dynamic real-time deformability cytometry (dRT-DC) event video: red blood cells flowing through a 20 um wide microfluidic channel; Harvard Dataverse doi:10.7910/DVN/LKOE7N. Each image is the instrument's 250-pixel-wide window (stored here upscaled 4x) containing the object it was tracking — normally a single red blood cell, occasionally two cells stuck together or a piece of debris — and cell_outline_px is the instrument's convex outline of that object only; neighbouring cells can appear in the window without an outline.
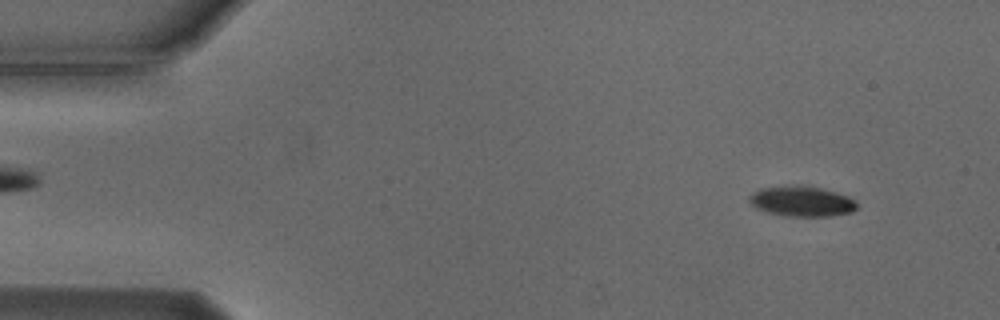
{"species": "Egyptian fruit bat (a non-hibernating species)", "species_latin": "Rousettus aegyptiacus", "temperature_condition": "cold", "stored_images_in_passage": 54, "camera_frame_rate_fps": 3000, "um_per_image_px": 0.085, "animal": {"sex": "male"}, "frame": {"image": 1, "passage_image": 5, "time_ms": 1.333, "image_size_px": [1000, 320], "cell_outline_px": [[856, 208], [852, 212], [832, 216], [788, 216], [768, 212], [756, 208], [748, 200], [748, 196], [752, 192], [760, 188], [820, 188], [836, 192], [848, 196], [856, 200]], "centroid_in_image_um": [68.17, 17.16], "position_along_channel_um": 16.8, "area_um2": 18.26}}
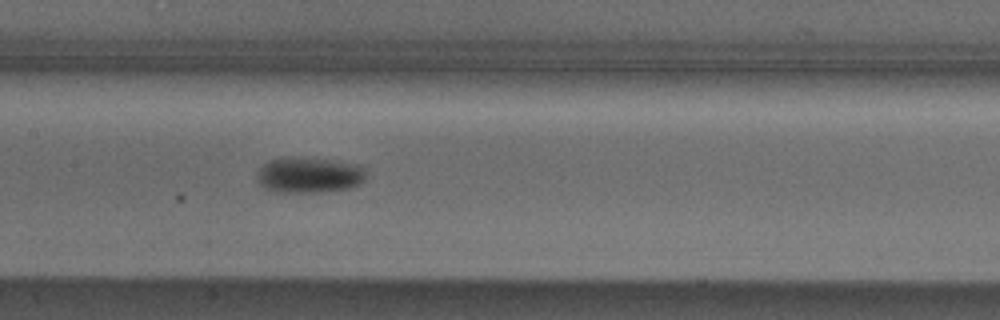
{"frame": {"image": 2, "passage_image": 26, "time_ms": 8.333, "image_size_px": [1000, 320], "cell_outline_px": [[364, 180], [360, 184], [348, 188], [320, 192], [276, 192], [264, 188], [256, 180], [256, 176], [260, 168], [264, 164], [280, 156], [296, 156], [336, 160], [360, 164], [364, 168]], "centroid_in_image_um": [26.26, 14.85], "position_along_channel_um": 181.1, "area_um2": 23.12}}
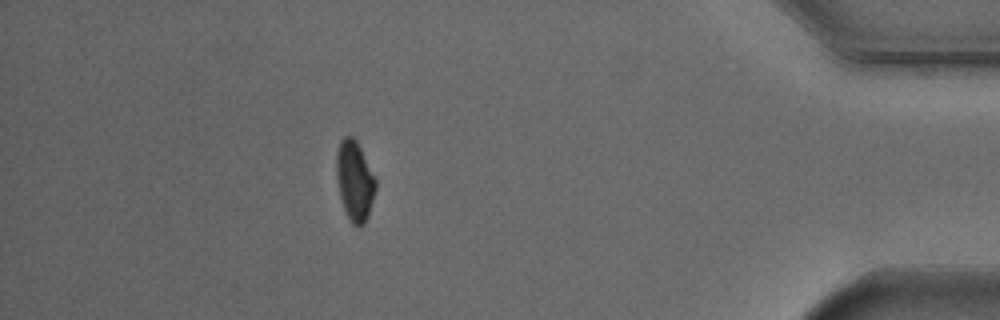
{"frame": {"image": 3, "passage_image": 48, "time_ms": 15.667, "image_size_px": [1000, 320], "cell_outline_px": [[376, 188], [368, 216], [364, 224], [356, 228], [352, 224], [344, 208], [340, 196], [336, 176], [336, 152], [340, 140], [344, 136], [352, 136], [356, 140], [376, 180]], "centroid_in_image_um": [30.13, 15.37], "position_along_channel_um": 405.1, "area_um2": 18.15}, "authors_computed_cell_mechanics": {"area_um2": 19.074, "velocity_mm_per_s": 3.7541, "shape_relaxation_time_tau1_ms": 3.0413, "shape_relaxation_time_tau2_ms": null, "deformation_change_tau1": 0.0968, "deformation_change_tau2": null}}